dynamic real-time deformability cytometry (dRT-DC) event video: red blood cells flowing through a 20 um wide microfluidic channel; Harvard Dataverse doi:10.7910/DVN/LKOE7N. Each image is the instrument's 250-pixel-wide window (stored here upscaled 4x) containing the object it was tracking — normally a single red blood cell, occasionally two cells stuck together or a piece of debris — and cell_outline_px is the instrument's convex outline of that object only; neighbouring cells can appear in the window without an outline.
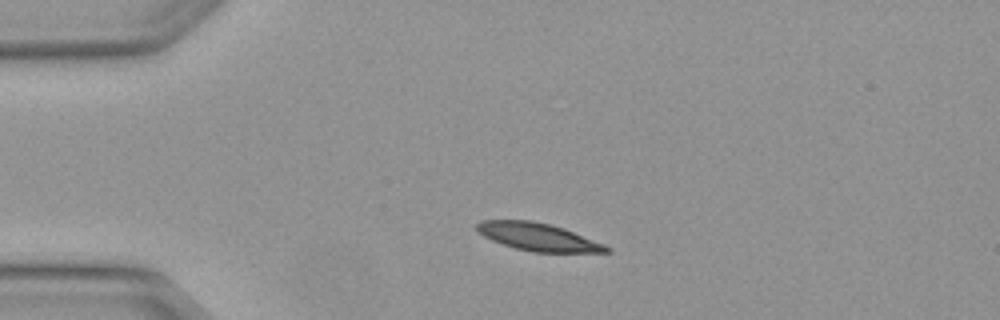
{"species": "Egyptian fruit bat (a non-hibernating species)", "species_latin": "Rousettus aegyptiacus", "temperature_condition": "warm", "stored_images_in_passage": 6, "camera_frame_rate_fps": 3000, "um_per_image_px": 0.085, "animal": {"sex": "female"}, "frame": {"image": 1, "passage_image": 1, "time_ms": 0.0, "image_size_px": [1000, 320], "cell_outline_px": [[612, 252], [532, 252], [516, 248], [492, 240], [484, 236], [476, 228], [476, 224], [480, 220], [532, 220], [564, 228], [604, 244], [612, 248]], "centroid_in_image_um": [45.76, 20.13], "position_along_channel_um": 39.2, "area_um2": 20.75}}
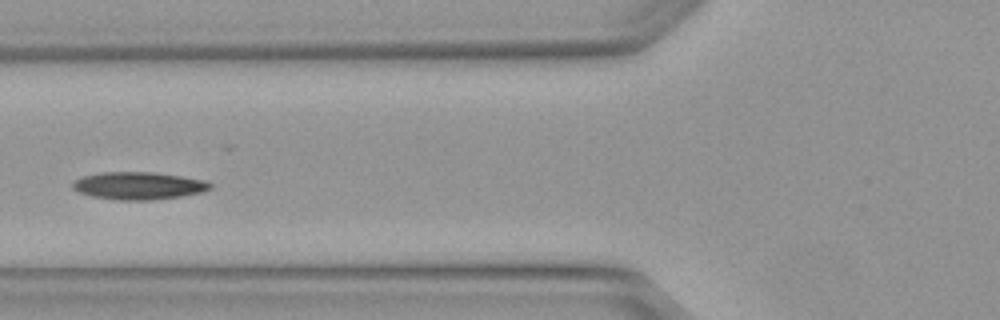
{"frame": {"image": 2, "passage_image": 3, "time_ms": 0.667, "image_size_px": [1000, 320], "cell_outline_px": [[212, 188], [200, 192], [180, 196], [152, 200], [116, 200], [92, 196], [80, 192], [72, 188], [72, 184], [76, 180], [84, 176], [100, 172], [152, 172], [180, 176], [204, 180], [212, 184]], "centroid_in_image_um": [11.77, 15.78], "position_along_channel_um": 114.0, "area_um2": 21.85}}